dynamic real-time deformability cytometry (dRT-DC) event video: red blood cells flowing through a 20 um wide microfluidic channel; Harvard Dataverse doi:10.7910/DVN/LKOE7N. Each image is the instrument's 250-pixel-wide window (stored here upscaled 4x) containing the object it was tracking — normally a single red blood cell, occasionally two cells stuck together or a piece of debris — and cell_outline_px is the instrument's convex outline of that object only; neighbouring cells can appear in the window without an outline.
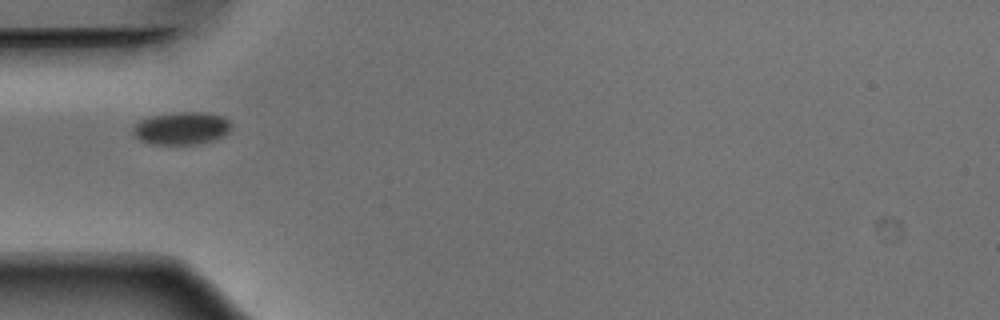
{"species": "Egyptian fruit bat (a non-hibernating species)", "species_latin": "Rousettus aegyptiacus", "temperature_condition": "warm", "stored_images_in_passage": 37, "camera_frame_rate_fps": 3000, "um_per_image_px": 0.085, "animal": {"sex": "male"}, "frame": {"image": 1, "passage_image": 1, "time_ms": 0.0, "image_size_px": [1000, 320], "cell_outline_px": [[232, 128], [228, 132], [212, 140], [188, 144], [152, 144], [140, 140], [132, 132], [136, 124], [140, 120], [152, 116], [172, 112], [208, 112], [224, 116], [232, 124]], "centroid_in_image_um": [15.45, 10.88], "position_along_channel_um": 69.6, "area_um2": 18.55}}
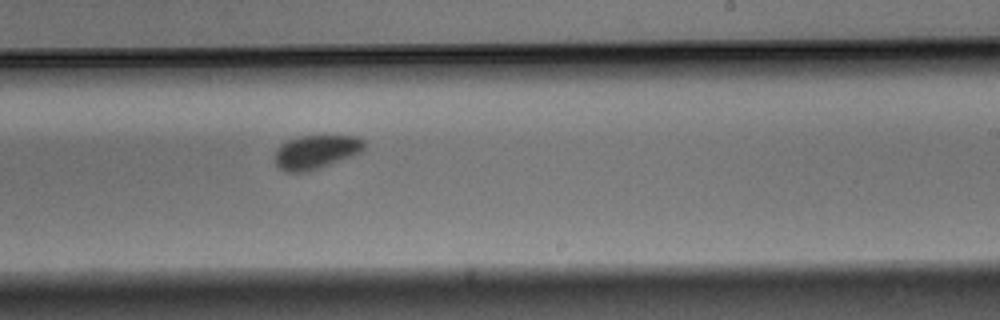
{"frame": {"image": 2, "passage_image": 16, "time_ms": 5.0, "image_size_px": [1000, 320], "cell_outline_px": [[368, 144], [360, 152], [352, 156], [320, 168], [308, 172], [284, 172], [276, 164], [276, 148], [280, 144], [288, 140], [300, 136], [356, 136], [364, 140]], "centroid_in_image_um": [26.87, 12.92], "position_along_channel_um": 262.1, "area_um2": 17.69}}
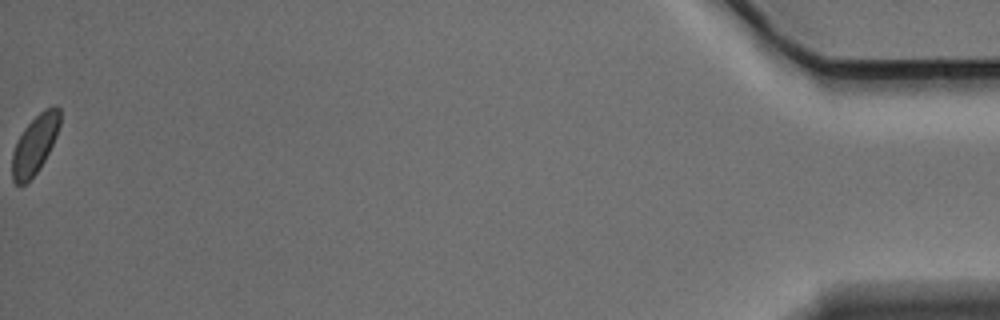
{"frame": {"image": 3, "passage_image": 37, "time_ms": 12.0, "image_size_px": [1000, 320], "cell_outline_px": [[60, 124], [56, 136], [40, 168], [24, 184], [16, 184], [12, 180], [12, 152], [16, 140], [24, 128], [44, 108], [52, 104], [56, 104], [60, 108]], "centroid_in_image_um": [2.96, 12.23], "position_along_channel_um": 432.2, "area_um2": 16.36}}